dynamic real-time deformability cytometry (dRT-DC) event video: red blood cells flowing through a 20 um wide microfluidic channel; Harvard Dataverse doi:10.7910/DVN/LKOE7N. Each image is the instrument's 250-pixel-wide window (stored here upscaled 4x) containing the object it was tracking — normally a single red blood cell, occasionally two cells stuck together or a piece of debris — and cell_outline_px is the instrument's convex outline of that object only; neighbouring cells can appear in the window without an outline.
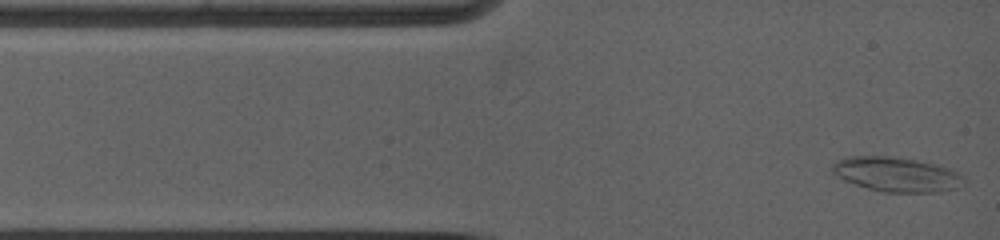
{"species": "common noctule bat (a hibernating species)", "species_latin": "Nyctalus noctula", "temperature_condition": "warm", "stored_images_in_passage": 18, "camera_frame_rate_fps": 5000, "um_per_image_px": 0.085, "animal": {"sex": "female", "body_mass_g": 19.0, "forearm_length_mm": 53.3}, "frame": {"image": 1, "passage_image": 1, "time_ms": 0.0, "image_size_px": [1000, 240], "cell_outline_px": [[964, 180], [956, 188], [940, 192], [884, 192], [868, 188], [844, 180], [836, 176], [828, 168], [836, 160], [848, 156], [888, 156], [916, 160], [936, 164], [948, 168], [964, 176]], "centroid_in_image_um": [76.15, 14.81], "position_along_channel_um": 8.9, "area_um2": 26.47}}
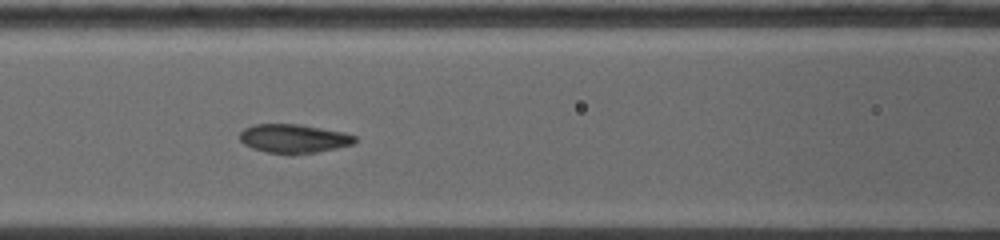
{"frame": {"image": 2, "passage_image": 11, "time_ms": 4.6, "image_size_px": [1000, 240], "cell_outline_px": [[356, 140], [352, 144], [336, 148], [316, 152], [292, 156], [264, 152], [252, 148], [244, 144], [240, 140], [240, 132], [244, 128], [256, 124], [296, 124], [340, 132], [356, 136]], "centroid_in_image_um": [24.9, 11.81], "position_along_channel_um": 141.7, "area_um2": 19.36}}
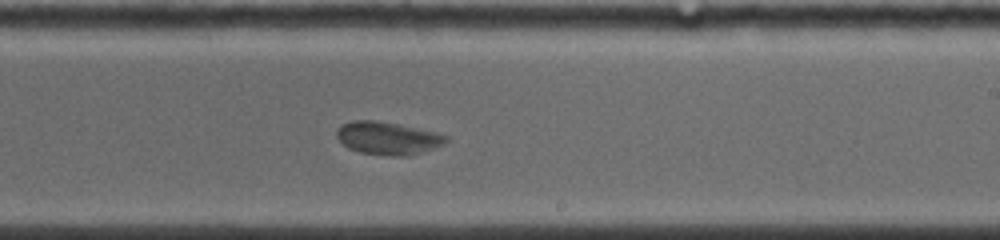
{"frame": {"image": 3, "passage_image": 18, "time_ms": 7.6, "image_size_px": [1000, 240], "cell_outline_px": [[448, 140], [444, 144], [412, 156], [384, 156], [360, 152], [348, 148], [336, 136], [336, 132], [344, 124], [356, 120], [372, 120], [396, 124], [444, 136]], "centroid_in_image_um": [32.91, 11.78], "position_along_channel_um": 256.1, "area_um2": 20.29}}